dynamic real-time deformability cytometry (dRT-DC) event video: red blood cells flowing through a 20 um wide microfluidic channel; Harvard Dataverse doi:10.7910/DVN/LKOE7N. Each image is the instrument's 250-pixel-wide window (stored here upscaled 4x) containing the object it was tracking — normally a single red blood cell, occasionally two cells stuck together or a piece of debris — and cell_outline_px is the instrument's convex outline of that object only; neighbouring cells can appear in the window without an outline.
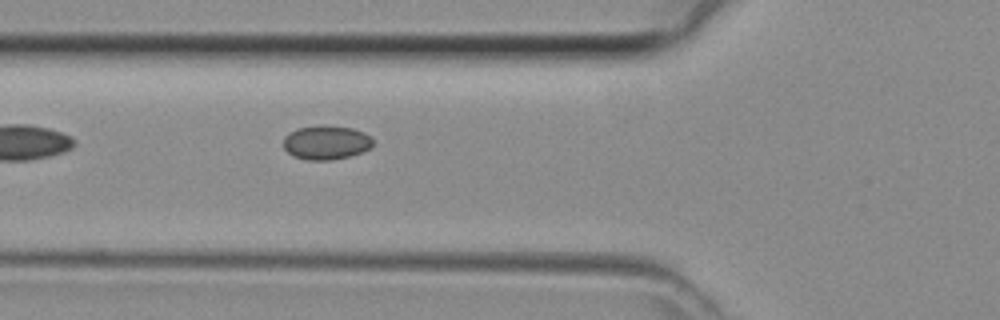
{"species": "common noctule bat (a hibernating species)", "species_latin": "Nyctalus noctula", "temperature_condition": "room temperature", "stored_images_in_passage": 30, "camera_frame_rate_fps": 3000, "um_per_image_px": 0.085, "animal": {"sex": "female", "body_mass_g": 29.2, "forearm_length_mm": 56.3}, "frame": {"image": 1, "passage_image": 3, "time_ms": 0.667, "image_size_px": [1000, 320], "cell_outline_px": [[372, 144], [368, 148], [360, 152], [348, 156], [328, 160], [308, 160], [292, 156], [284, 148], [284, 136], [288, 132], [296, 128], [352, 128], [364, 132], [372, 136]], "centroid_in_image_um": [27.69, 12.15], "position_along_channel_um": 98.1, "area_um2": 17.05}}
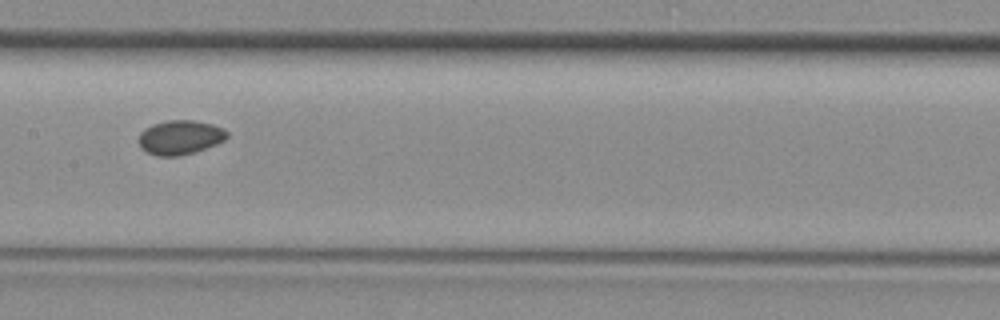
{"frame": {"image": 2, "passage_image": 9, "time_ms": 2.667, "image_size_px": [1000, 320], "cell_outline_px": [[228, 136], [224, 140], [216, 144], [180, 156], [156, 156], [140, 148], [140, 132], [144, 128], [152, 124], [168, 120], [192, 120], [212, 124], [224, 128], [228, 132]], "centroid_in_image_um": [15.3, 11.67], "position_along_channel_um": 192.1, "area_um2": 17.57}}
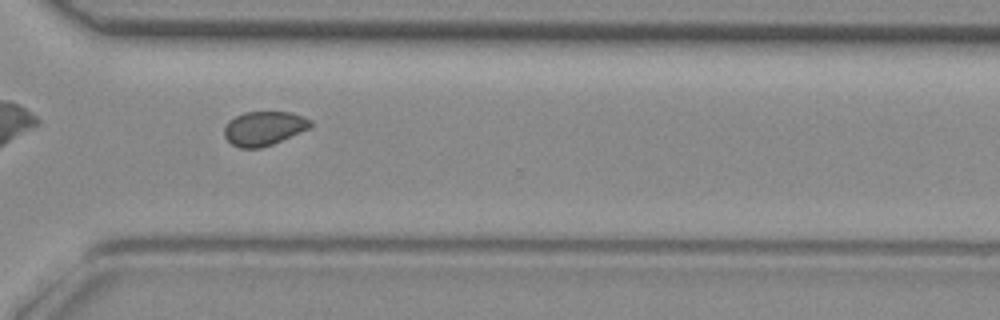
{"frame": {"image": 3, "passage_image": 19, "time_ms": 6.0, "image_size_px": [1000, 320], "cell_outline_px": [[312, 124], [308, 128], [272, 144], [260, 148], [240, 148], [232, 144], [224, 136], [224, 128], [228, 120], [244, 112], [292, 112], [312, 120]], "centroid_in_image_um": [22.4, 10.9], "position_along_channel_um": 348.2, "area_um2": 16.99}}